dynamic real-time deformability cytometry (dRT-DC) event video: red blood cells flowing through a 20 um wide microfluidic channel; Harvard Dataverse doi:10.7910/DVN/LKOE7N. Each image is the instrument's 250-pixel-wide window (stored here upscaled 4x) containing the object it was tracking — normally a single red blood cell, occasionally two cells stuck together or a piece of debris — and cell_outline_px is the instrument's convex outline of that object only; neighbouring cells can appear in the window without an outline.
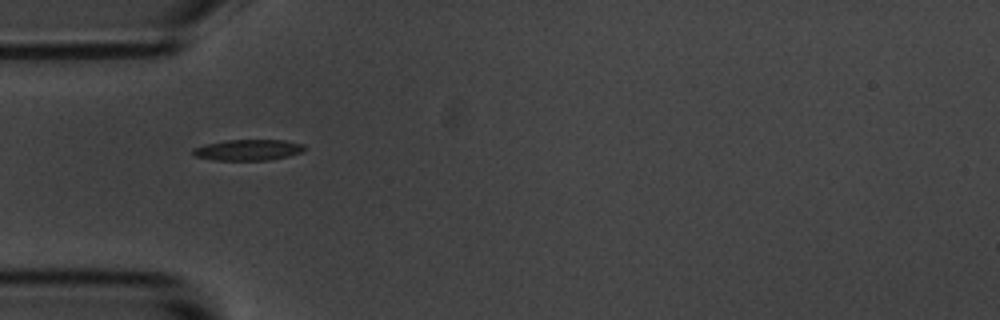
{"species": "common noctule bat (a hibernating species)", "species_latin": "Nyctalus noctula", "temperature_condition": "room temperature", "stored_images_in_passage": 7, "camera_frame_rate_fps": 3000, "um_per_image_px": 0.085, "animal": {"sex": "male", "body_mass_g": 20.1, "forearm_length_mm": 53.5}, "frame": {"image": 1, "passage_image": 6, "time_ms": 6.0, "image_size_px": [1000, 320], "cell_outline_px": [[304, 152], [288, 156], [268, 160], [216, 160], [196, 156], [192, 152], [192, 148], [204, 144], [228, 140], [284, 140], [304, 144]], "centroid_in_image_um": [21.1, 12.74], "position_along_channel_um": 63.9, "area_um2": 13.58}}